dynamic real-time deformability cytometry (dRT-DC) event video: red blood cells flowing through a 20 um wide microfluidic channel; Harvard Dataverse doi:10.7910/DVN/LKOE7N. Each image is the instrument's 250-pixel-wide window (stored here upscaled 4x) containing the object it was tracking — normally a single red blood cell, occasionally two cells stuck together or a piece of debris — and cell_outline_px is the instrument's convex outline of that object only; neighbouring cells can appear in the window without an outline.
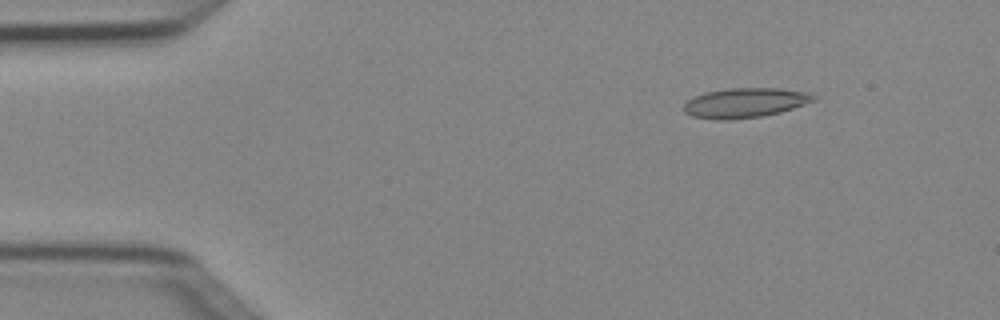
{"species": "Egyptian fruit bat (a non-hibernating species)", "species_latin": "Rousettus aegyptiacus", "temperature_condition": "cold", "stored_images_in_passage": 4, "camera_frame_rate_fps": 3000, "um_per_image_px": 0.085, "animal": {"sex": "female"}, "frame": {"image": 1, "passage_image": 2, "time_ms": 0.333, "image_size_px": [1000, 320], "cell_outline_px": [[816, 100], [780, 112], [760, 116], [728, 120], [716, 120], [692, 116], [684, 112], [684, 104], [692, 96], [704, 92], [728, 88], [780, 88], [812, 92], [816, 96]], "centroid_in_image_um": [63.32, 8.72], "position_along_channel_um": 21.7, "area_um2": 22.66}}